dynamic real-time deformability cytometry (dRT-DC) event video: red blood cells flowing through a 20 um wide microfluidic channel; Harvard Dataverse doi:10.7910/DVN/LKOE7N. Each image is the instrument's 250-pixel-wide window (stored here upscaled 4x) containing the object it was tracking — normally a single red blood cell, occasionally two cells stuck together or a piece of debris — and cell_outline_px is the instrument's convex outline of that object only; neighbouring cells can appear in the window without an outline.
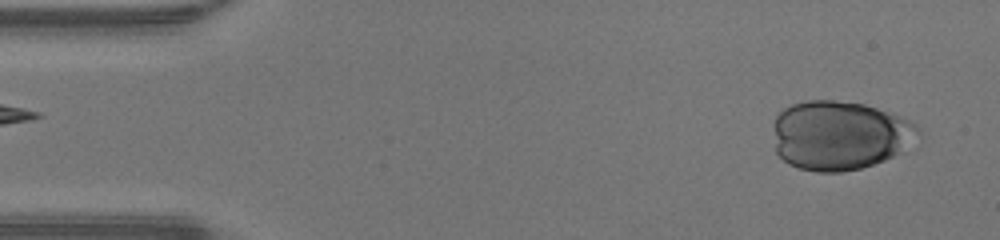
{"species": "human", "species_latin": "Homo sapiens", "temperature_condition": "warm", "stored_images_in_passage": 36, "camera_frame_rate_fps": 3000, "um_per_image_px": 0.085, "donor": {"sex": "male"}, "frame": {"image": 1, "passage_image": 1, "time_ms": 0.0, "image_size_px": [1000, 240], "cell_outline_px": [[924, 136], [892, 156], [884, 160], [860, 168], [840, 172], [816, 172], [800, 168], [788, 164], [776, 152], [776, 116], [784, 108], [792, 104], [808, 100], [832, 100], [864, 104], [876, 108], [908, 120], [916, 124], [920, 128]], "centroid_in_image_um": [71.41, 11.5], "position_along_channel_um": 13.6, "area_um2": 58.09}}
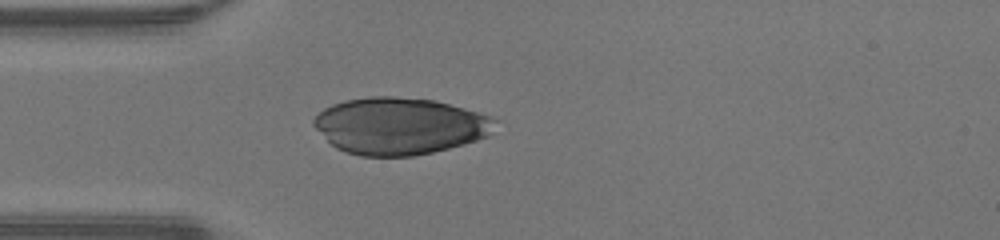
{"frame": {"image": 2, "passage_image": 11, "time_ms": 3.333, "image_size_px": [1000, 240], "cell_outline_px": [[500, 120], [488, 136], [464, 144], [432, 152], [412, 156], [360, 156], [344, 152], [336, 148], [312, 124], [312, 120], [324, 108], [332, 104], [344, 100], [372, 96], [392, 96], [432, 100], [496, 116]], "centroid_in_image_um": [34.01, 10.7], "position_along_channel_um": 51.0, "area_um2": 60.29}}
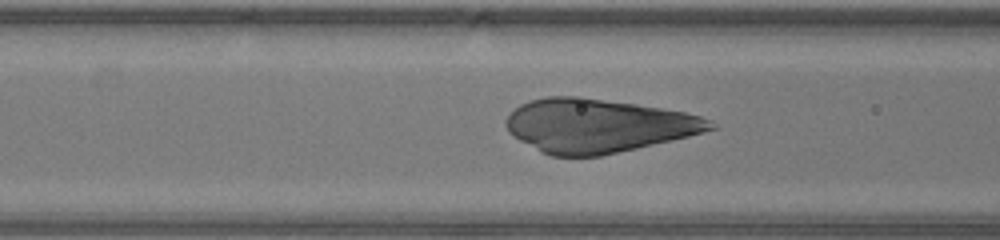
{"frame": {"image": 3, "passage_image": 16, "time_ms": 5.0, "image_size_px": [1000, 240], "cell_outline_px": [[716, 128], [704, 132], [688, 136], [636, 148], [600, 156], [552, 156], [540, 152], [512, 136], [508, 132], [504, 124], [504, 120], [520, 104], [528, 100], [548, 96], [580, 96], [636, 104], [684, 112], [700, 116], [708, 120]], "centroid_in_image_um": [50.73, 10.68], "position_along_channel_um": 115.9, "area_um2": 63.52}}